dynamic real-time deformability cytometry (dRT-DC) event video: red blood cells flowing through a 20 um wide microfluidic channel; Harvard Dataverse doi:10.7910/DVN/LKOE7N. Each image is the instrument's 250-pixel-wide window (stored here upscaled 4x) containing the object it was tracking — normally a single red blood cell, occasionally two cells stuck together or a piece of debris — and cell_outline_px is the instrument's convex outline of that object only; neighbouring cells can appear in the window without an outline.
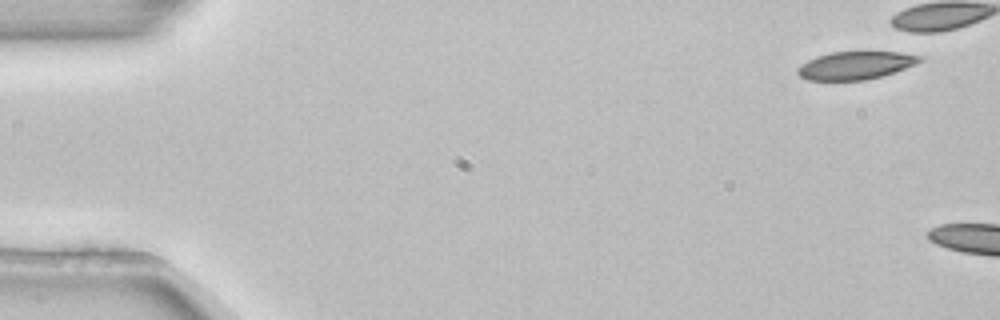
{"species": "common noctule bat (a hibernating species)", "species_latin": "Nyctalus noctula", "temperature_condition": "room temperature", "stored_images_in_passage": 3, "camera_frame_rate_fps": 3000, "um_per_image_px": 0.085, "animal": {"sex": "female", "body_mass_g": 22.7, "forearm_length_mm": 54.2}, "frame": {"image": 1, "passage_image": 1, "time_ms": 0.0, "image_size_px": [1000, 320], "cell_outline_px": [[924, 60], [916, 64], [880, 76], [864, 80], [808, 80], [800, 76], [796, 72], [796, 68], [800, 64], [816, 56], [832, 52], [900, 52], [924, 56]], "centroid_in_image_um": [72.7, 5.55], "position_along_channel_um": 12.3, "area_um2": 19.83}}